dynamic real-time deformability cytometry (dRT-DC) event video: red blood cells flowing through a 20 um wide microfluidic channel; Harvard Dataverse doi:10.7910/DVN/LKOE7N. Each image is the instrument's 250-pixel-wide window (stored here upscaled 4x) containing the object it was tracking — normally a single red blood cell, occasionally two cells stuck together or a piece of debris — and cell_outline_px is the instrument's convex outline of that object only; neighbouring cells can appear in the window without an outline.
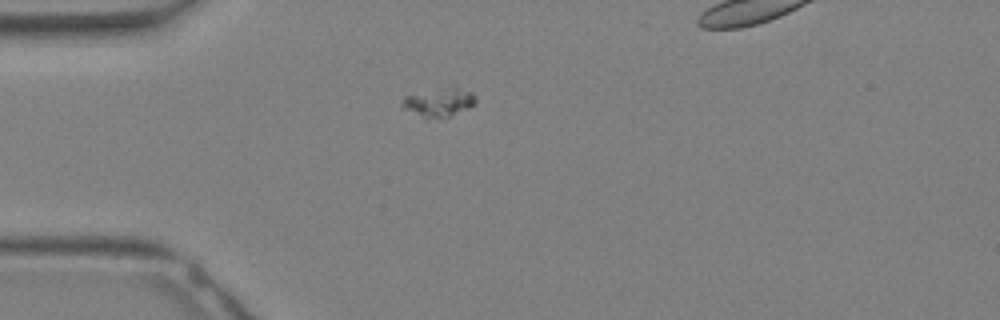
{"species": "Egyptian fruit bat (a non-hibernating species)", "species_latin": "Rousettus aegyptiacus", "temperature_condition": "warm", "stored_images_in_passage": 22, "segment_of_instrument_passage": [1, 2], "camera_frame_rate_fps": 3000, "um_per_image_px": 0.085, "animal": {"sex": "female"}, "frame": {"image": 1, "passage_image": 1, "time_ms": 0.0, "image_size_px": [1000, 320], "cell_outline_px": [[476, 104], [468, 108], [448, 116], [424, 120], [404, 108], [404, 96], [456, 88], [472, 92], [476, 96]], "centroid_in_image_um": [37.35, 8.76], "position_along_channel_um": 47.7, "area_um2": 11.56}}
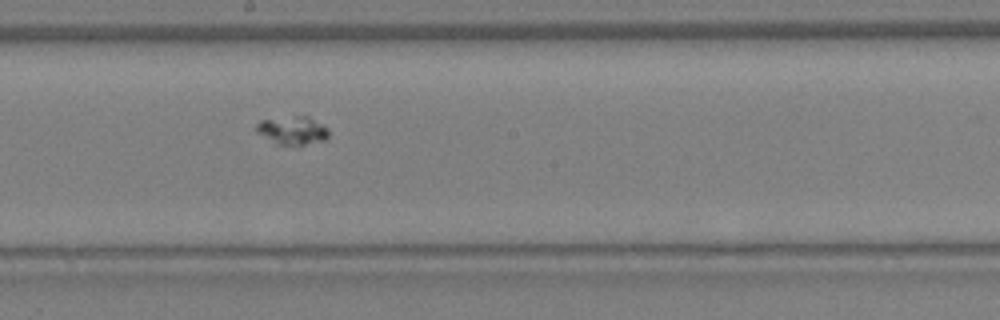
{"frame": {"image": 2, "passage_image": 10, "time_ms": 3.0, "image_size_px": [1000, 320], "cell_outline_px": [[328, 136], [324, 140], [304, 144], [276, 144], [256, 132], [256, 124], [260, 120], [296, 116], [308, 116], [328, 128]], "centroid_in_image_um": [24.84, 11.07], "position_along_channel_um": 223.4, "area_um2": 11.68}}
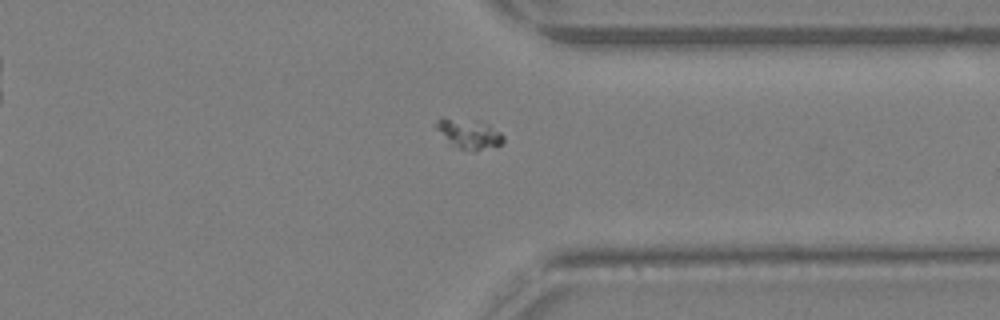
{"frame": {"image": 3, "passage_image": 17, "time_ms": 5.333, "image_size_px": [1000, 320], "cell_outline_px": [[504, 144], [472, 152], [460, 148], [452, 144], [436, 128], [436, 120], [440, 116], [444, 116], [484, 120], [500, 132], [504, 136]], "centroid_in_image_um": [39.9, 11.32], "position_along_channel_um": 371.5, "area_um2": 12.08}}